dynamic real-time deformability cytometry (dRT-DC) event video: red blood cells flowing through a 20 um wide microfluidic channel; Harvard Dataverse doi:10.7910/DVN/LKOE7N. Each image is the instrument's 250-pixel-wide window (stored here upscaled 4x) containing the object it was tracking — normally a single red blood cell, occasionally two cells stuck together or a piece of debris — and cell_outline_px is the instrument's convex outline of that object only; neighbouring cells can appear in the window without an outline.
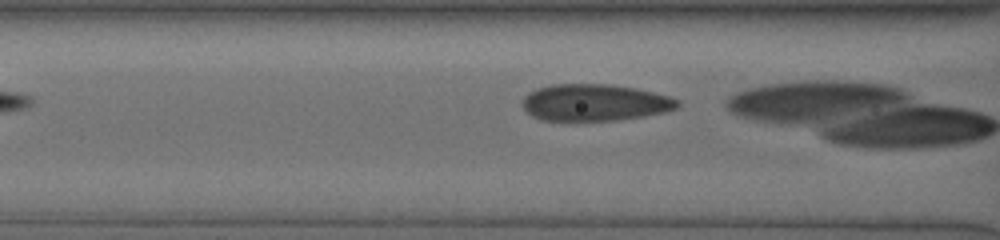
{"species": "human", "species_latin": "Homo sapiens", "temperature_condition": "cold", "stored_images_in_passage": 8, "camera_frame_rate_fps": 3000, "um_per_image_px": 0.085, "donor": {"sex": "male"}, "frame": {"image": 1, "passage_image": 3, "time_ms": 0.667, "image_size_px": [1000, 240], "cell_outline_px": [[680, 104], [676, 108], [664, 112], [644, 116], [616, 120], [540, 120], [532, 116], [524, 108], [524, 96], [528, 92], [536, 88], [552, 84], [608, 84], [636, 88], [668, 96], [680, 100]], "centroid_in_image_um": [50.55, 8.71], "position_along_channel_um": 116.1, "area_um2": 33.12}}
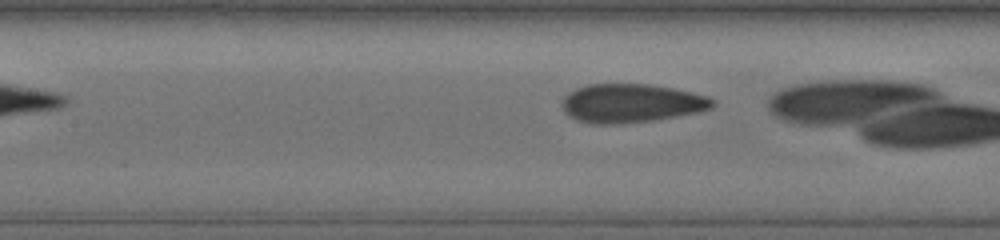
{"frame": {"image": 2, "passage_image": 6, "time_ms": 1.667, "image_size_px": [1000, 240], "cell_outline_px": [[716, 104], [712, 108], [700, 112], [652, 120], [612, 124], [592, 124], [576, 120], [568, 116], [564, 112], [560, 104], [564, 96], [568, 92], [576, 88], [588, 84], [652, 84], [692, 92], [708, 96], [716, 100]], "centroid_in_image_um": [53.64, 8.77], "position_along_channel_um": 153.8, "area_um2": 34.28}}